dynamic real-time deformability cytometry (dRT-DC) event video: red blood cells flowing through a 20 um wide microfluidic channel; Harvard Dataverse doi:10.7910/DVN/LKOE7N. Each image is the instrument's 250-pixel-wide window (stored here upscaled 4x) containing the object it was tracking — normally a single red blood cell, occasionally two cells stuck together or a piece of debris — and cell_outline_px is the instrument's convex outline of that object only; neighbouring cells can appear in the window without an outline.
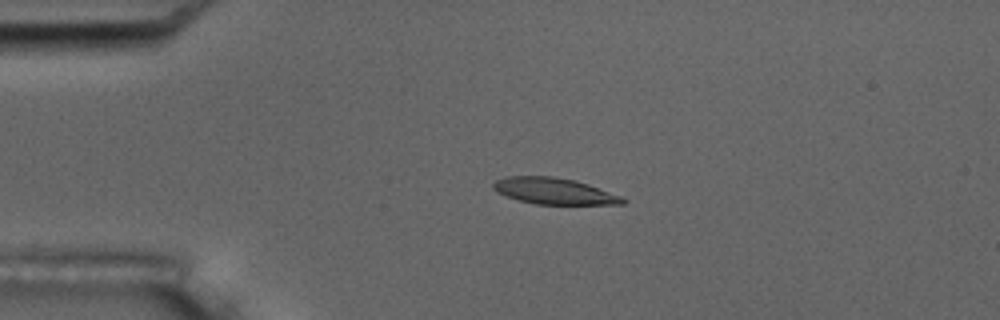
{"species": "common noctule bat (a hibernating species)", "species_latin": "Nyctalus noctula", "temperature_condition": "room temperature", "stored_images_in_passage": 4, "camera_frame_rate_fps": 3000, "um_per_image_px": 0.085, "animal": {"sex": "male", "body_mass_g": 17.5, "forearm_length_mm": 52.3}, "frame": {"image": 1, "passage_image": 3, "time_ms": 0.667, "image_size_px": [1000, 320], "cell_outline_px": [[628, 200], [624, 204], [536, 204], [520, 200], [496, 192], [492, 188], [492, 184], [496, 180], [508, 176], [552, 176], [576, 180], [588, 184], [620, 196]], "centroid_in_image_um": [47.09, 16.23], "position_along_channel_um": 37.9, "area_um2": 19.71}}